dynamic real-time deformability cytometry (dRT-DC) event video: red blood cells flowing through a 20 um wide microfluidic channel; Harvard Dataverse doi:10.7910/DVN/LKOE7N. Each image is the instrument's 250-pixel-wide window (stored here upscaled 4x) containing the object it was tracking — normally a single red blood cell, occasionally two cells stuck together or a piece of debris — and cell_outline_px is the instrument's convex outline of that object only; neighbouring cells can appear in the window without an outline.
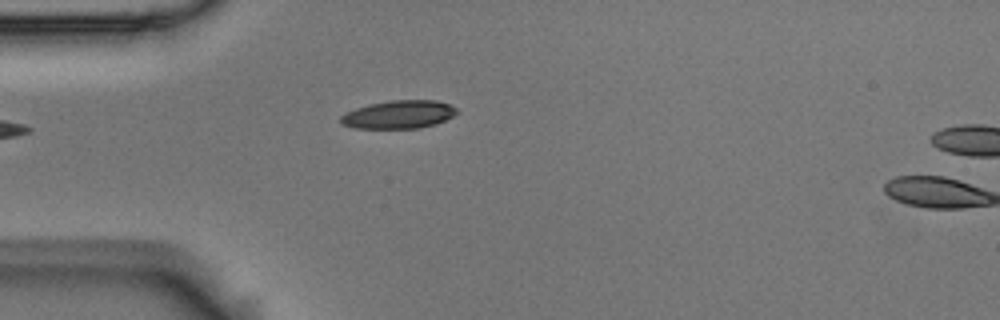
{"species": "Egyptian fruit bat (a non-hibernating species)", "species_latin": "Rousettus aegyptiacus", "temperature_condition": "room temperature", "stored_images_in_passage": 2, "camera_frame_rate_fps": 3000, "um_per_image_px": 0.085, "animal": {"sex": "male"}, "frame": {"image": 1, "passage_image": 1, "time_ms": 0.0, "image_size_px": [1000, 320], "cell_outline_px": [[456, 112], [452, 116], [436, 124], [416, 128], [356, 128], [340, 124], [340, 116], [356, 108], [368, 104], [388, 100], [436, 100], [448, 104], [456, 108]], "centroid_in_image_um": [33.86, 9.72], "position_along_channel_um": 51.1, "area_um2": 18.9}}